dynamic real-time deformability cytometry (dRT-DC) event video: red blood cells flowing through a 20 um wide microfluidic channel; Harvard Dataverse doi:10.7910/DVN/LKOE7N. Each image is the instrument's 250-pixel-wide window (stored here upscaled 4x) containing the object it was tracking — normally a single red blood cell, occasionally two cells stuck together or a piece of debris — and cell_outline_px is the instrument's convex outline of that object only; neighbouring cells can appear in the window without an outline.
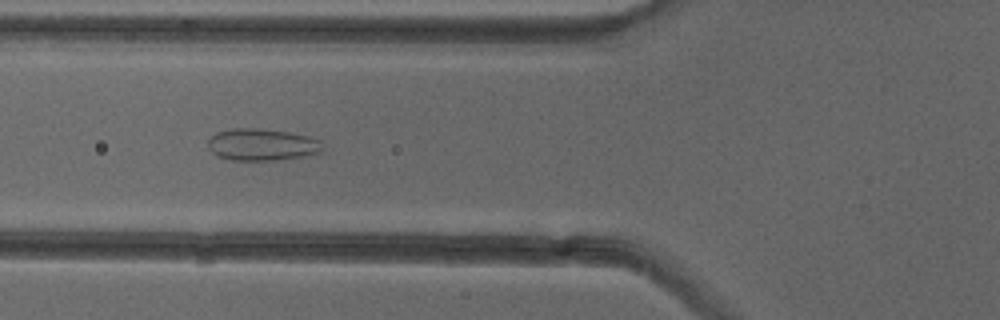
{"species": "common noctule bat (a hibernating species)", "species_latin": "Nyctalus noctula", "temperature_condition": "cold", "stored_images_in_passage": 51, "camera_frame_rate_fps": 3000, "um_per_image_px": 0.085, "animal": {"sex": "female"}, "frame": {"image": 1, "passage_image": 19, "time_ms": 6.0, "image_size_px": [1000, 320], "cell_outline_px": [[324, 148], [320, 152], [304, 156], [276, 160], [232, 160], [216, 156], [208, 148], [208, 140], [216, 132], [232, 128], [256, 128], [288, 132], [308, 136], [320, 140]], "centroid_in_image_um": [22.25, 12.29], "position_along_channel_um": 103.6, "area_um2": 21.39}}
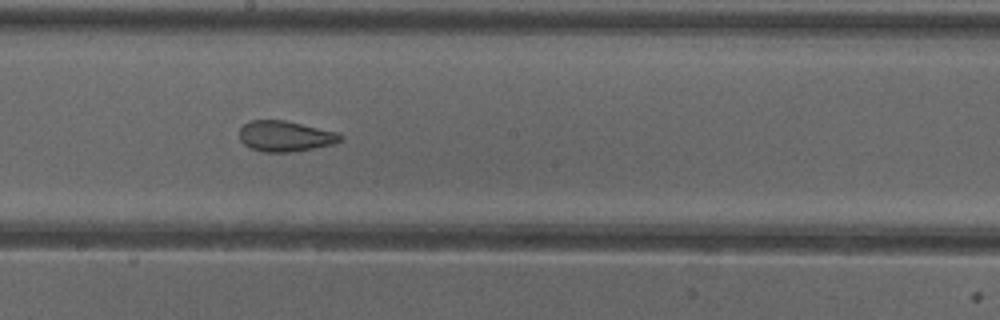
{"frame": {"image": 2, "passage_image": 28, "time_ms": 9.0, "image_size_px": [1000, 320], "cell_outline_px": [[344, 140], [332, 144], [292, 152], [264, 152], [252, 148], [244, 144], [240, 140], [240, 128], [244, 124], [252, 120], [284, 120], [336, 132], [344, 136]], "centroid_in_image_um": [24.25, 11.58], "position_along_channel_um": 224.0, "area_um2": 17.86}}
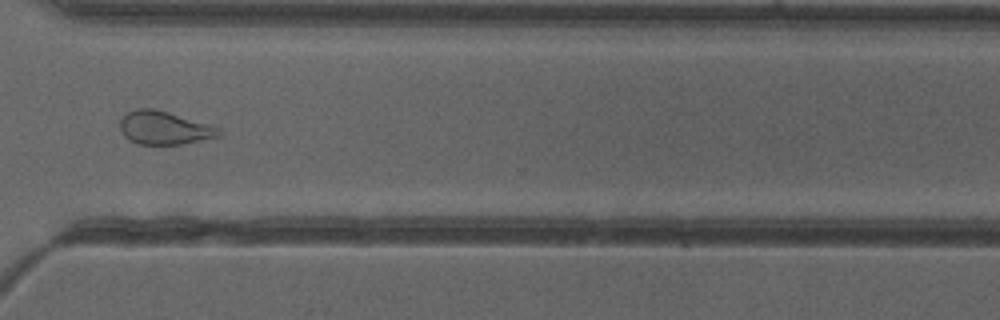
{"frame": {"image": 3, "passage_image": 38, "time_ms": 12.333, "image_size_px": [1000, 320], "cell_outline_px": [[220, 136], [184, 144], [140, 144], [124, 136], [120, 132], [120, 120], [128, 112], [136, 108], [152, 108], [168, 112], [208, 124], [220, 128]], "centroid_in_image_um": [13.95, 10.87], "position_along_channel_um": 356.7, "area_um2": 18.96}, "authors_computed_cell_mechanics": {"area_um2": 21.8484, "velocity_mm_per_s": 3.9894, "shape_relaxation_time_tau1_ms": null, "shape_relaxation_time_tau2_ms": 1.4977, "deformation_change_tau1": null, "deformation_change_tau2": 0.0892}}